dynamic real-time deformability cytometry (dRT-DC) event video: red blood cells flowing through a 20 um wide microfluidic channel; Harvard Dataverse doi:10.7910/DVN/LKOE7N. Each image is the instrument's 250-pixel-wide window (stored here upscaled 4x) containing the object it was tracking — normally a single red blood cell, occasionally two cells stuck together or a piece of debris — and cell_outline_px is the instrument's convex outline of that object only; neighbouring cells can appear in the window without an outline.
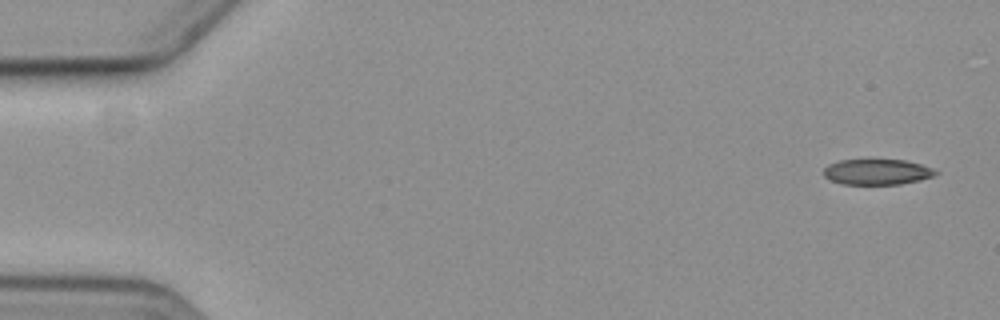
{"species": "common noctule bat (a hibernating species)", "species_latin": "Nyctalus noctula", "temperature_condition": "cold", "stored_images_in_passage": 6, "camera_frame_rate_fps": 3000, "um_per_image_px": 0.085, "animal": {"sex": "female", "body_mass_g": 19.3, "forearm_length_mm": 54.1}, "frame": {"image": 1, "passage_image": 1, "time_ms": 0.0, "image_size_px": [1000, 320], "cell_outline_px": [[940, 172], [936, 176], [920, 180], [900, 184], [844, 184], [832, 180], [824, 176], [824, 168], [828, 164], [840, 160], [868, 156], [872, 156], [904, 160], [936, 168]], "centroid_in_image_um": [74.59, 14.55], "position_along_channel_um": 10.4, "area_um2": 17.74}}
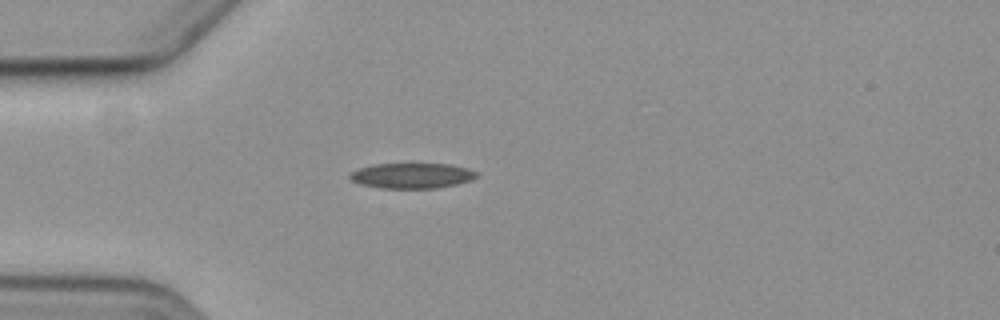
{"frame": {"image": 2, "passage_image": 5, "time_ms": 4.667, "image_size_px": [1000, 320], "cell_outline_px": [[480, 176], [456, 184], [436, 188], [380, 188], [360, 184], [352, 180], [348, 176], [352, 172], [360, 168], [372, 164], [452, 164], [468, 168], [480, 172]], "centroid_in_image_um": [35.05, 14.92], "position_along_channel_um": 49.9, "area_um2": 18.73}}